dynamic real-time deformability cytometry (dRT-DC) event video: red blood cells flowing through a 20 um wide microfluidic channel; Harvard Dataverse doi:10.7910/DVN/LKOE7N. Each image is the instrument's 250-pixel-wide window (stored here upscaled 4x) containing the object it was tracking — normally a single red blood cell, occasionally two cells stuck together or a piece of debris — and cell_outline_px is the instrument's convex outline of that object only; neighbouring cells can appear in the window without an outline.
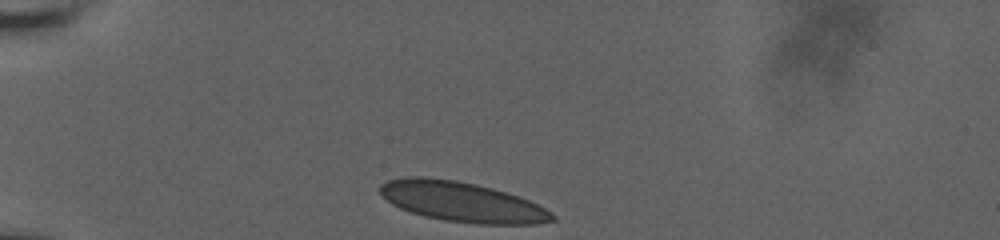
{"species": "human", "species_latin": "Homo sapiens", "temperature_condition": "room temperature", "stored_images_in_passage": 34, "camera_frame_rate_fps": 3000, "um_per_image_px": 0.085, "donor": {"sex": "male"}, "frame": {"image": 1, "passage_image": 1, "time_ms": 0.0, "image_size_px": [1000, 240], "cell_outline_px": [[556, 220], [536, 224], [480, 224], [444, 220], [424, 216], [400, 208], [392, 204], [380, 196], [380, 184], [388, 180], [408, 176], [424, 176], [456, 180], [476, 184], [492, 188], [520, 196], [552, 212], [556, 216]], "centroid_in_image_um": [39.25, 17.15], "position_along_channel_um": 45.7, "area_um2": 40.23}}
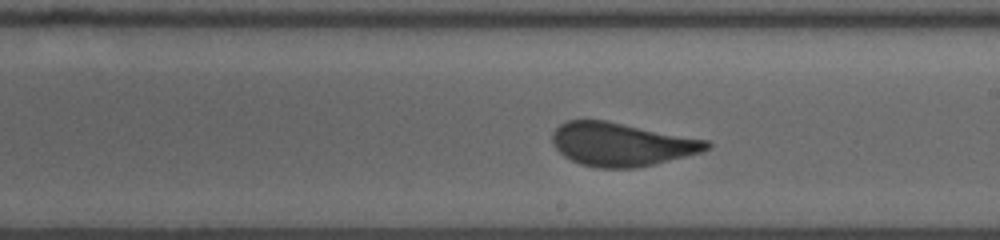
{"frame": {"image": 2, "passage_image": 20, "time_ms": 6.333, "image_size_px": [1000, 240], "cell_outline_px": [[712, 148], [700, 152], [636, 168], [596, 168], [580, 164], [564, 156], [552, 144], [552, 132], [560, 124], [568, 120], [604, 120], [708, 140], [712, 144]], "centroid_in_image_um": [52.8, 12.27], "position_along_channel_um": 236.2, "area_um2": 38.78}}
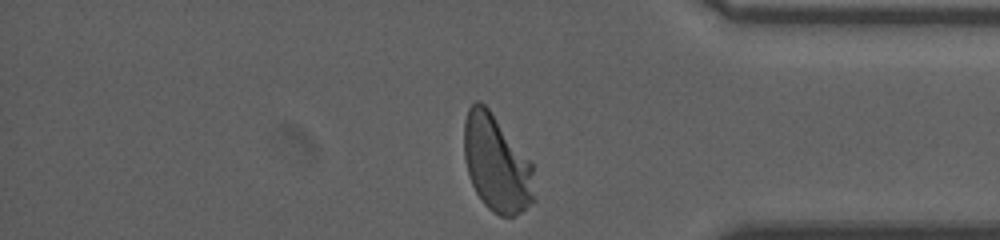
{"frame": {"image": 3, "passage_image": 34, "time_ms": 11.0, "image_size_px": [1000, 240], "cell_outline_px": [[536, 200], [520, 212], [512, 216], [500, 216], [492, 212], [484, 204], [476, 192], [468, 176], [464, 156], [464, 120], [468, 108], [476, 100], [480, 100], [488, 108], [532, 164]], "centroid_in_image_um": [42.19, 13.92], "position_along_channel_um": 393.0, "area_um2": 39.48}, "authors_computed_cell_mechanics": {"area_um2": 39.5352, "velocity_mm_per_s": 3.6355, "shape_relaxation_time_tau1_ms": 7.3757, "shape_relaxation_time_tau2_ms": null, "deformation_change_tau1": 0.1776, "deformation_change_tau2": null}}